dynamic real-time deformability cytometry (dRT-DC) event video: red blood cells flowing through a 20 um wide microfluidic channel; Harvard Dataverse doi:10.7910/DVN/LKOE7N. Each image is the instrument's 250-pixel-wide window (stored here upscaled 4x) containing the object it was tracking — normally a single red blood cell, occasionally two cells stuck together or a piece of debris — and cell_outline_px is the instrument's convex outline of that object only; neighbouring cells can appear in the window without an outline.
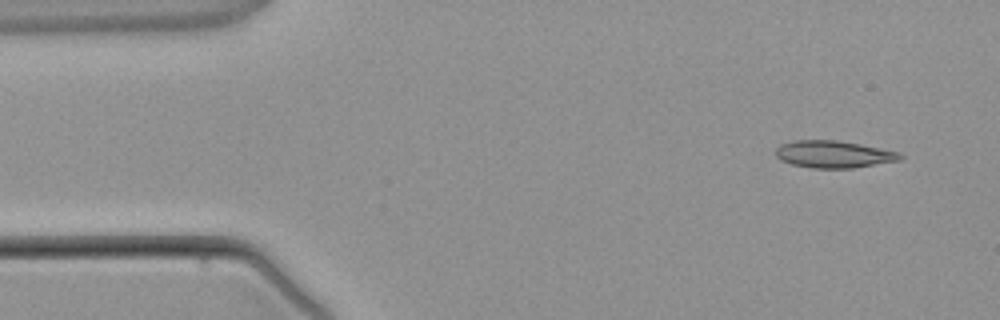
{"species": "common noctule bat (a hibernating species)", "species_latin": "Nyctalus noctula", "temperature_condition": "warm", "stored_images_in_passage": 4, "camera_frame_rate_fps": 3000, "um_per_image_px": 0.085, "animal": {"sex": "male", "body_mass_g": 21.5, "forearm_length_mm": 52.0}, "frame": {"image": 1, "passage_image": 1, "time_ms": 0.0, "image_size_px": [1000, 320], "cell_outline_px": [[904, 156], [900, 160], [852, 168], [812, 168], [792, 164], [780, 160], [776, 156], [776, 148], [780, 144], [792, 140], [836, 140], [860, 144], [900, 152]], "centroid_in_image_um": [70.84, 13.1], "position_along_channel_um": 14.2, "area_um2": 19.71}}
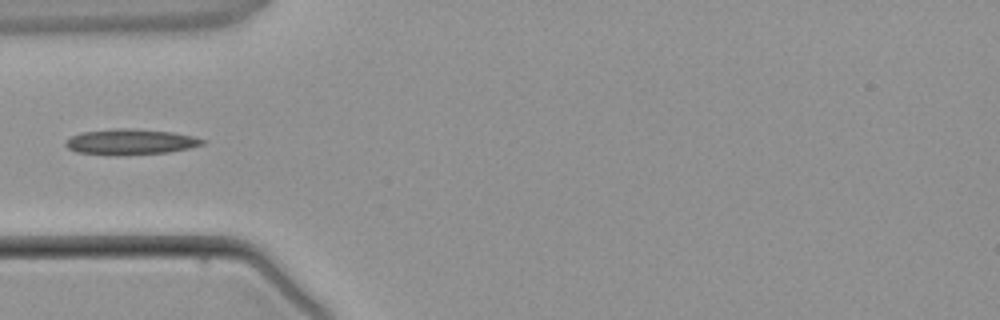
{"frame": {"image": 2, "passage_image": 4, "time_ms": 3.333, "image_size_px": [1000, 320], "cell_outline_px": [[208, 140], [204, 144], [188, 148], [168, 152], [120, 156], [112, 156], [76, 152], [68, 148], [64, 144], [72, 136], [80, 132], [112, 128], [132, 128], [172, 132], [192, 136]], "centroid_in_image_um": [11.08, 12.06], "position_along_channel_um": 73.9, "area_um2": 20.75}}